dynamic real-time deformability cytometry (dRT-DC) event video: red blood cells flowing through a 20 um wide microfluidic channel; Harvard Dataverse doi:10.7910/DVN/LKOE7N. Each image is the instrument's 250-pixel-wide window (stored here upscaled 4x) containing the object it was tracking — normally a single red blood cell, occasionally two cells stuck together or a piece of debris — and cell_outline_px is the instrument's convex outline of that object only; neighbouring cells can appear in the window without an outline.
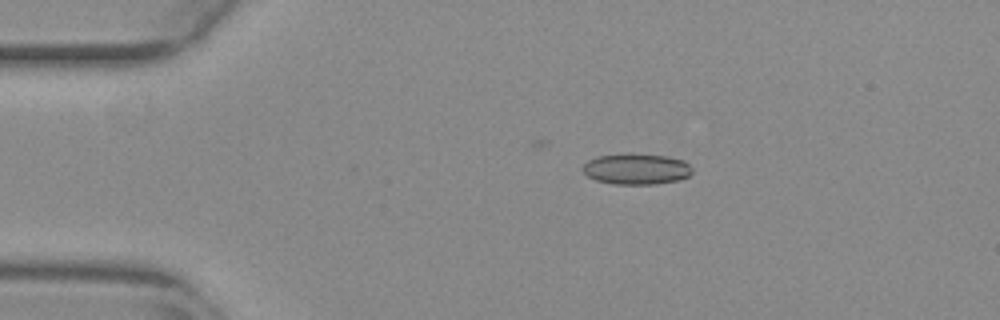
{"species": "common noctule bat (a hibernating species)", "species_latin": "Nyctalus noctula", "temperature_condition": "warm", "stored_images_in_passage": 14, "camera_frame_rate_fps": 3000, "um_per_image_px": 0.085, "animal": {"sex": "female", "body_mass_g": 29.2, "forearm_length_mm": 56.3}, "frame": {"image": 1, "passage_image": 1, "time_ms": 0.0, "image_size_px": [1000, 320], "cell_outline_px": [[692, 172], [688, 176], [680, 180], [656, 184], [612, 184], [596, 180], [588, 176], [584, 172], [584, 164], [588, 160], [596, 156], [668, 156], [684, 160], [692, 168]], "centroid_in_image_um": [54.13, 14.41], "position_along_channel_um": 30.9, "area_um2": 19.02}}
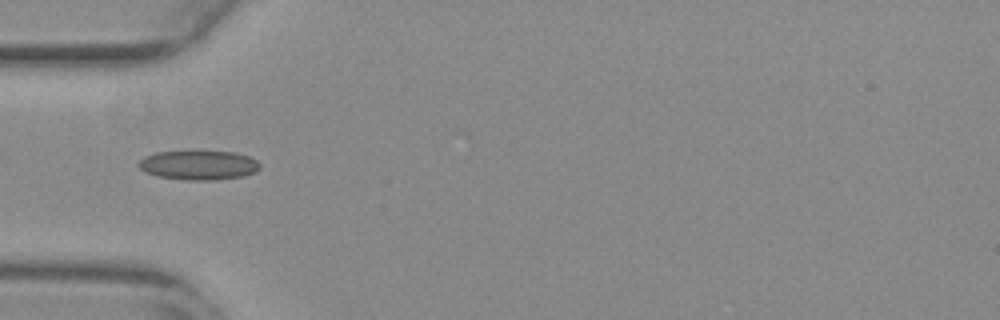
{"frame": {"image": 2, "passage_image": 8, "time_ms": 2.333, "image_size_px": [1000, 320], "cell_outline_px": [[260, 168], [256, 172], [244, 176], [216, 180], [188, 180], [156, 176], [144, 172], [136, 164], [144, 156], [156, 152], [236, 152], [248, 156], [256, 160], [260, 164]], "centroid_in_image_um": [16.88, 14.05], "position_along_channel_um": 68.1, "area_um2": 20.75}}
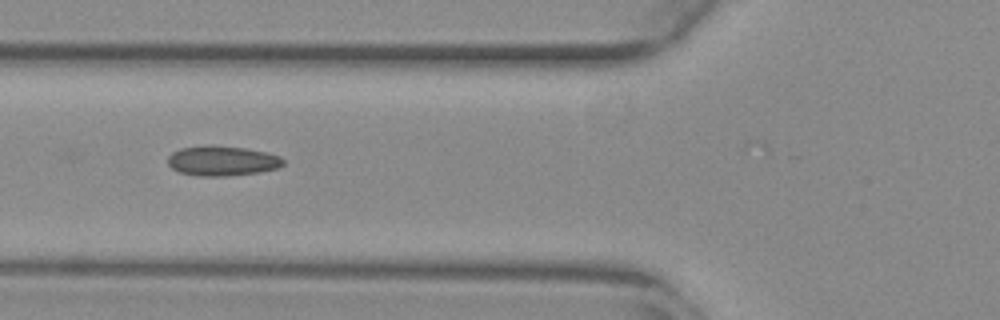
{"frame": {"image": 3, "passage_image": 11, "time_ms": 3.333, "image_size_px": [1000, 320], "cell_outline_px": [[284, 164], [276, 168], [260, 172], [228, 176], [196, 176], [180, 172], [172, 168], [168, 164], [168, 156], [172, 152], [180, 148], [204, 144], [208, 144], [244, 148], [268, 152], [280, 156], [284, 160]], "centroid_in_image_um": [18.87, 13.66], "position_along_channel_um": 106.9, "area_um2": 20.4}}